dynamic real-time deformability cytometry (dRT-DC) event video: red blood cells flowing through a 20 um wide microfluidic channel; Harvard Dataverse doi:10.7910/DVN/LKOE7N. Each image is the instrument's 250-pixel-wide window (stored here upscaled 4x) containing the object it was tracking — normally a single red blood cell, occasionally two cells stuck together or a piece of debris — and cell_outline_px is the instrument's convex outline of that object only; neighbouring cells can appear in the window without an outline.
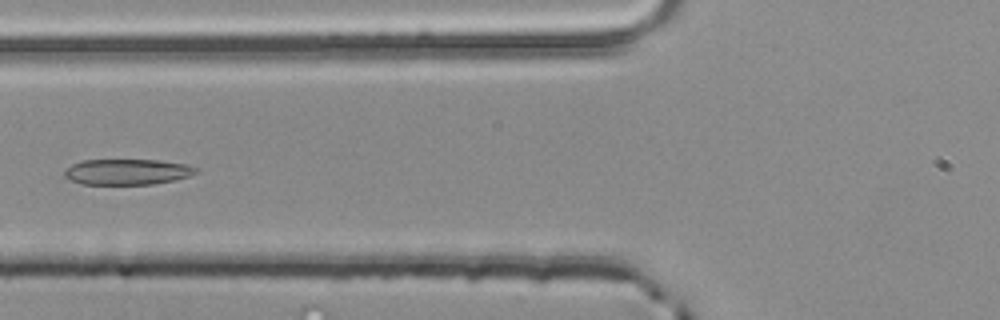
{"species": "common noctule bat (a hibernating species)", "species_latin": "Nyctalus noctula", "temperature_condition": "room temperature", "stored_images_in_passage": 4, "camera_frame_rate_fps": 3000, "um_per_image_px": 0.085, "animal": {"sex": "male", "body_mass_g": 20.4}, "frame": {"image": 1, "passage_image": 4, "time_ms": 1.0, "image_size_px": [1000, 320], "cell_outline_px": [[200, 172], [188, 176], [172, 180], [152, 184], [80, 184], [64, 176], [64, 172], [72, 164], [84, 160], [160, 160], [188, 164], [200, 168]], "centroid_in_image_um": [10.87, 14.6], "position_along_channel_um": 114.9, "area_um2": 19.71}}